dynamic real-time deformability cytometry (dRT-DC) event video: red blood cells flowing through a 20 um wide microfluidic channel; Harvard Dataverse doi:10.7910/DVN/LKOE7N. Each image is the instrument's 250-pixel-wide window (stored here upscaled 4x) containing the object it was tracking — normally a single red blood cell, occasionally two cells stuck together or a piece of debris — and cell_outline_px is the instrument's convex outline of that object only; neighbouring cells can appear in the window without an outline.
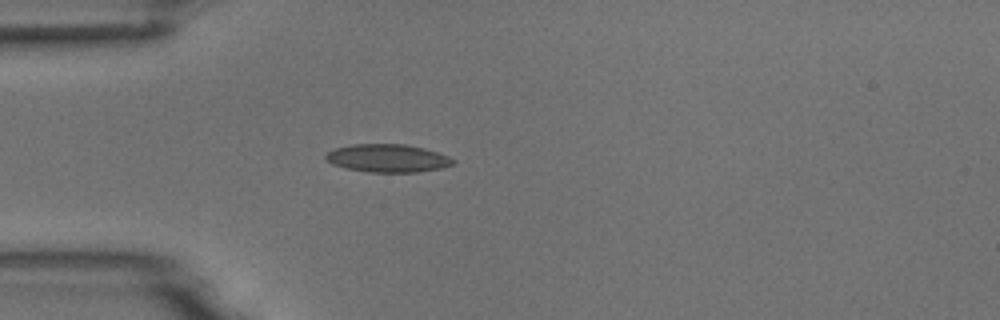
{"species": "common noctule bat (a hibernating species)", "species_latin": "Nyctalus noctula", "temperature_condition": "room temperature", "stored_images_in_passage": 39, "camera_frame_rate_fps": 3000, "um_per_image_px": 0.085, "animal": {"sex": "male", "body_mass_g": 18.8}, "frame": {"image": 1, "passage_image": 1, "time_ms": 0.0, "image_size_px": [1000, 320], "cell_outline_px": [[456, 164], [440, 168], [416, 172], [368, 172], [344, 168], [332, 164], [324, 156], [328, 152], [336, 148], [352, 144], [404, 144], [424, 148], [448, 156], [456, 160]], "centroid_in_image_um": [32.96, 13.45], "position_along_channel_um": 52.0, "area_um2": 20.75}}
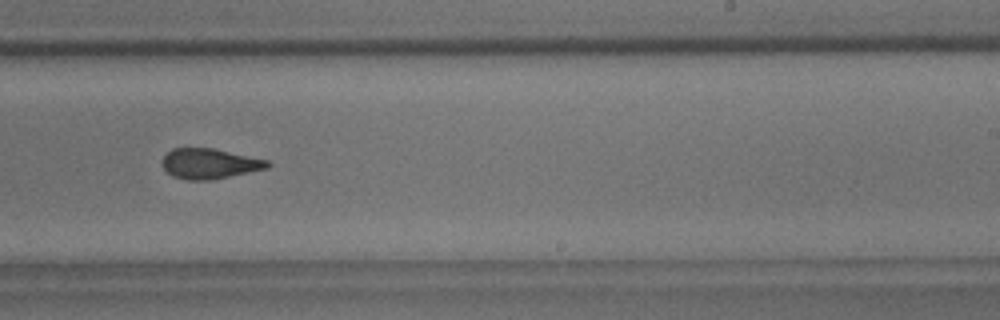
{"frame": {"image": 2, "passage_image": 19, "time_ms": 6.0, "image_size_px": [1000, 320], "cell_outline_px": [[272, 164], [268, 168], [212, 180], [188, 180], [172, 176], [164, 168], [164, 156], [172, 148], [212, 148], [268, 160]], "centroid_in_image_um": [17.84, 13.91], "position_along_channel_um": 271.2, "area_um2": 18.38}}
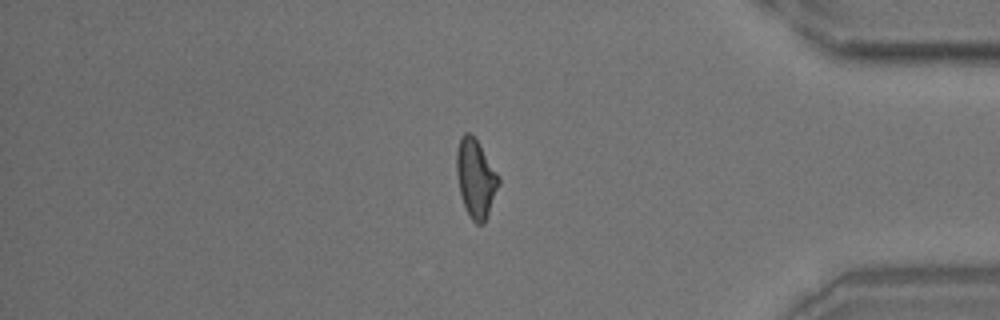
{"frame": {"image": 3, "passage_image": 31, "time_ms": 10.0, "image_size_px": [1000, 320], "cell_outline_px": [[500, 184], [484, 224], [476, 224], [472, 220], [464, 204], [460, 192], [456, 172], [456, 152], [460, 136], [464, 132], [472, 132], [476, 136], [500, 176]], "centroid_in_image_um": [40.45, 15.08], "position_along_channel_um": 394.7, "area_um2": 19.59}, "authors_computed_cell_mechanics": {"area_um2": 19.2474, "velocity_mm_per_s": 3.7875, "shape_relaxation_time_tau1_ms": 9.9003, "shape_relaxation_time_tau2_ms": 2.0097, "deformation_change_tau1": 0.2079, "deformation_change_tau2": 0.0927}}